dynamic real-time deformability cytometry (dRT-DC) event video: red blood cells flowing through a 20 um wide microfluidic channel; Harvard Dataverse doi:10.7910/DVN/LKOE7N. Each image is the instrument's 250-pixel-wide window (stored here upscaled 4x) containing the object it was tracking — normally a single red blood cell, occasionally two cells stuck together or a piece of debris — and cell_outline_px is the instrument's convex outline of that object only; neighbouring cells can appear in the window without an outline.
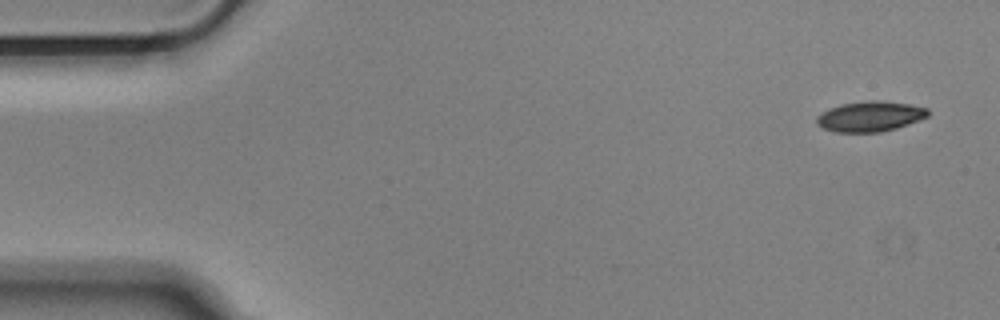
{"species": "Egyptian fruit bat (a non-hibernating species)", "species_latin": "Rousettus aegyptiacus", "temperature_condition": "cold", "stored_images_in_passage": 53, "camera_frame_rate_fps": 3000, "um_per_image_px": 0.085, "animal": {"sex": "male"}, "frame": {"image": 1, "passage_image": 1, "time_ms": 0.0, "image_size_px": [1000, 320], "cell_outline_px": [[928, 116], [920, 120], [896, 128], [880, 132], [832, 132], [816, 124], [816, 116], [828, 108], [840, 104], [864, 100], [880, 100], [908, 104], [928, 108]], "centroid_in_image_um": [73.92, 9.89], "position_along_channel_um": 11.1, "area_um2": 19.83}}
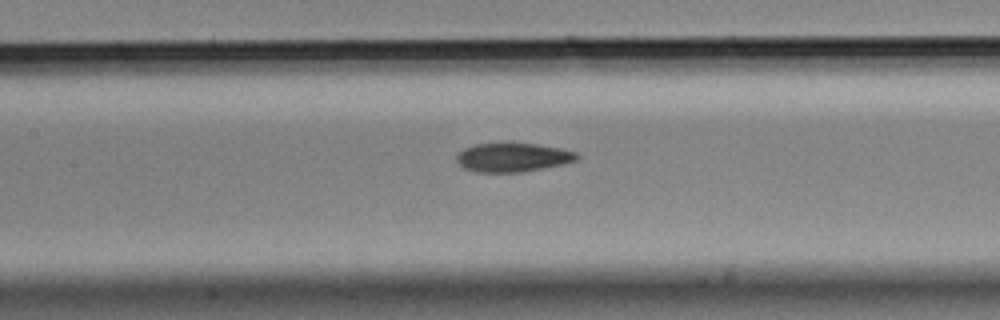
{"frame": {"image": 2, "passage_image": 23, "time_ms": 7.333, "image_size_px": [1000, 320], "cell_outline_px": [[580, 156], [576, 160], [564, 164], [524, 172], [476, 172], [464, 168], [456, 160], [456, 156], [464, 148], [476, 144], [512, 140], [560, 148], [576, 152]], "centroid_in_image_um": [43.59, 13.34], "position_along_channel_um": 163.8, "area_um2": 20.92}}
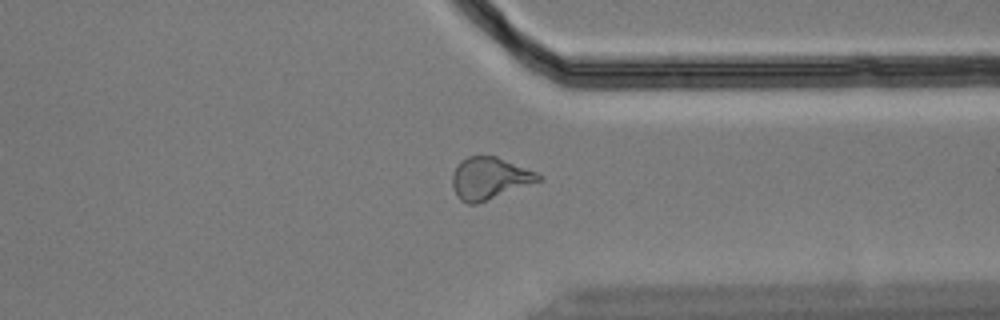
{"frame": {"image": 3, "passage_image": 40, "time_ms": 13.0, "image_size_px": [1000, 320], "cell_outline_px": [[544, 180], [476, 204], [468, 204], [460, 200], [456, 196], [452, 184], [452, 176], [460, 160], [468, 156], [496, 156], [536, 172], [544, 176]], "centroid_in_image_um": [41.62, 15.16], "position_along_channel_um": 369.8, "area_um2": 21.15}, "authors_computed_cell_mechanics": {"area_um2": 20.7502, "velocity_mm_per_s": 3.6615, "shape_relaxation_time_tau1_ms": 4.3515, "shape_relaxation_time_tau2_ms": 3.5585, "deformation_change_tau1": 0.165, "deformation_change_tau2": 0.1102}}